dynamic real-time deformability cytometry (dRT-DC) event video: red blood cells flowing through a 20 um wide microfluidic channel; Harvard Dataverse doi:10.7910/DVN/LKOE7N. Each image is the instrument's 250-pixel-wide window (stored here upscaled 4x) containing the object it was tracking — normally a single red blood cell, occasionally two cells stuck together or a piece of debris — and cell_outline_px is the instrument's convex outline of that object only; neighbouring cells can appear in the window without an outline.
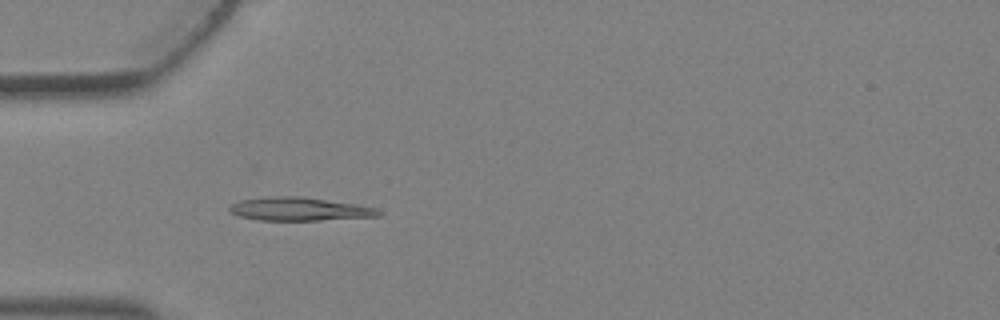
{"species": "Egyptian fruit bat (a non-hibernating species)", "species_latin": "Rousettus aegyptiacus", "temperature_condition": "warm", "stored_images_in_passage": 5, "camera_frame_rate_fps": 3000, "um_per_image_px": 0.085, "animal": {"sex": "female"}, "frame": {"image": 1, "passage_image": 4, "time_ms": 1.0, "image_size_px": [1000, 320], "cell_outline_px": [[384, 212], [380, 216], [320, 220], [260, 220], [240, 216], [232, 212], [228, 208], [232, 204], [240, 200], [272, 196], [300, 196], [356, 204], [376, 208]], "centroid_in_image_um": [25.49, 17.77], "position_along_channel_um": 59.5, "area_um2": 20.11}}
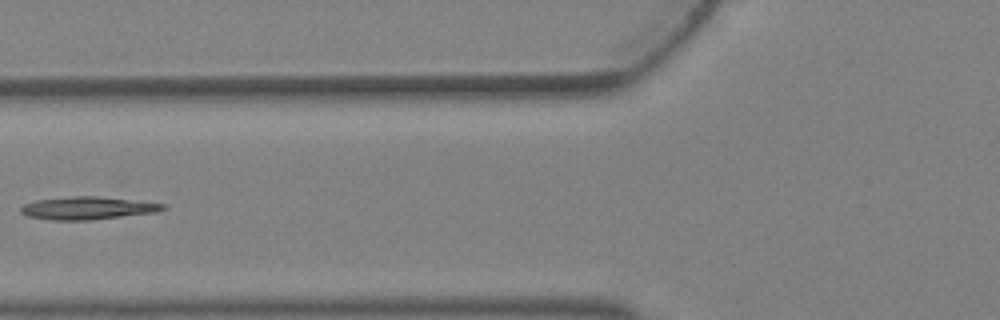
{"frame": {"image": 2, "passage_image": 5, "time_ms": 1.333, "image_size_px": [1000, 320], "cell_outline_px": [[168, 208], [156, 212], [92, 220], [48, 220], [28, 216], [20, 212], [20, 208], [24, 204], [36, 200], [72, 196], [96, 196], [164, 204]], "centroid_in_image_um": [7.41, 17.69], "position_along_channel_um": 118.4, "area_um2": 18.73}}